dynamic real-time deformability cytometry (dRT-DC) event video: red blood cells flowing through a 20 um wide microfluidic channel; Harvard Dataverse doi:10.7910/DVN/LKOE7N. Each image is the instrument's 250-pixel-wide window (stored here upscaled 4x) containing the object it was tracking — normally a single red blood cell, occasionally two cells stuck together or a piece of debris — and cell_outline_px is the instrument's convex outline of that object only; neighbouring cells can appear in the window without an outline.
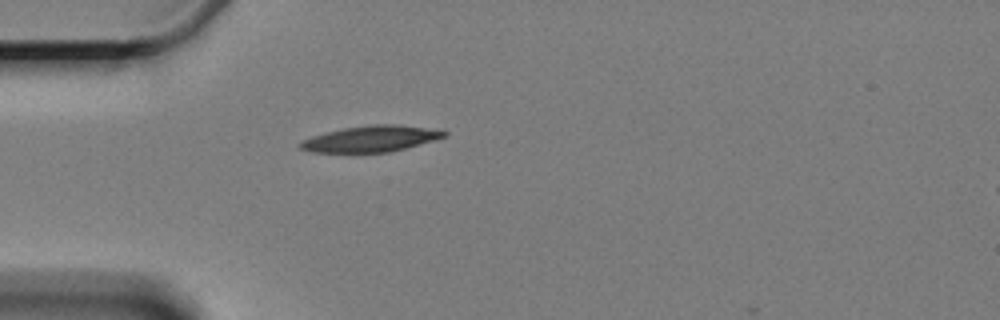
{"species": "Egyptian fruit bat (a non-hibernating species)", "species_latin": "Rousettus aegyptiacus", "temperature_condition": "cold", "stored_images_in_passage": 1, "camera_frame_rate_fps": 3000, "um_per_image_px": 0.085, "animal": {"sex": "female"}, "frame": {"image": 1, "passage_image": 1, "time_ms": 0.0, "image_size_px": [1000, 320], "cell_outline_px": [[448, 136], [436, 140], [388, 152], [312, 152], [300, 148], [296, 144], [300, 140], [312, 136], [344, 128], [376, 124], [400, 124], [448, 132]], "centroid_in_image_um": [31.5, 11.8], "position_along_channel_um": 53.5, "area_um2": 21.68}}